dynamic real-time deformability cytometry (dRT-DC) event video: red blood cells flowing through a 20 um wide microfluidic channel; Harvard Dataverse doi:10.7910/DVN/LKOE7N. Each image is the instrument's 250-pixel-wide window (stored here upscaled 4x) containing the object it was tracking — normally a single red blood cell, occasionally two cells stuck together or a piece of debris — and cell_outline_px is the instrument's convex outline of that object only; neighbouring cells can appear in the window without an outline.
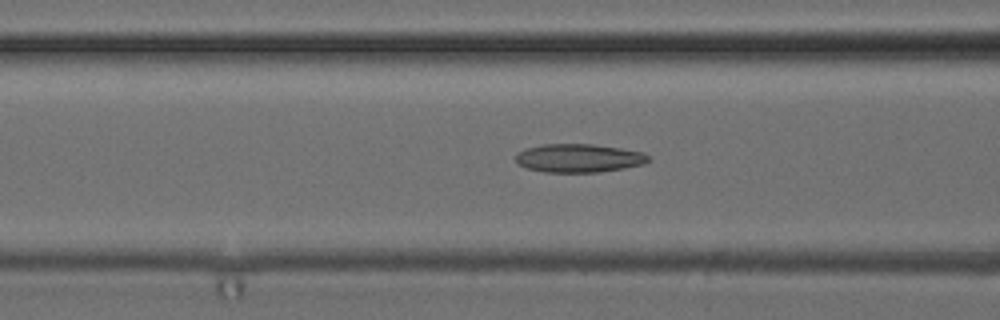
{"species": "common noctule bat (a hibernating species)", "species_latin": "Nyctalus noctula", "temperature_condition": "cold", "stored_images_in_passage": 38, "camera_frame_rate_fps": 3000, "um_per_image_px": 0.085, "animal": {"sex": "female", "body_mass_g": 24.6, "forearm_length_mm": 56.2}, "frame": {"image": 1, "passage_image": 17, "time_ms": 5.333, "image_size_px": [1000, 320], "cell_outline_px": [[652, 160], [644, 164], [624, 168], [600, 172], [544, 172], [528, 168], [516, 164], [516, 152], [524, 148], [544, 144], [592, 144], [620, 148], [644, 152]], "centroid_in_image_um": [49.19, 13.44], "position_along_channel_um": 117.4, "area_um2": 22.2}}
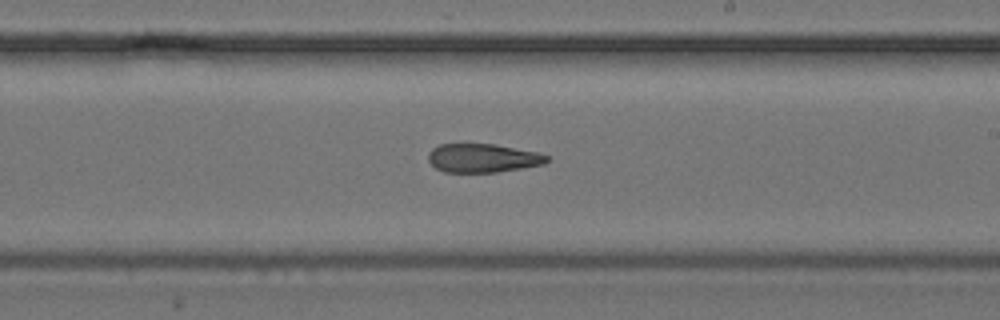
{"frame": {"image": 2, "passage_image": 27, "time_ms": 8.667, "image_size_px": [1000, 320], "cell_outline_px": [[548, 160], [544, 164], [496, 172], [444, 172], [436, 168], [428, 160], [428, 152], [432, 148], [440, 144], [496, 144], [536, 152], [548, 156]], "centroid_in_image_um": [41.0, 13.43], "position_along_channel_um": 248.0, "area_um2": 19.71}}
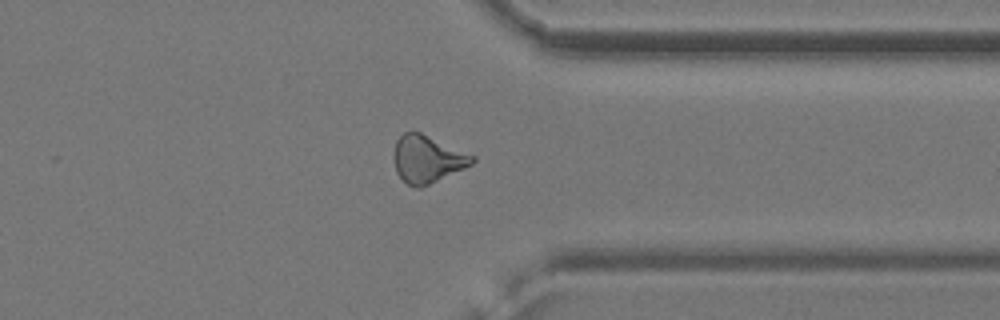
{"frame": {"image": 3, "passage_image": 37, "time_ms": 12.0, "image_size_px": [1000, 320], "cell_outline_px": [[476, 160], [472, 164], [464, 168], [420, 188], [416, 188], [408, 184], [396, 172], [392, 160], [392, 156], [396, 140], [404, 132], [420, 132], [476, 156]], "centroid_in_image_um": [36.29, 13.51], "position_along_channel_um": 375.1, "area_um2": 21.62}}